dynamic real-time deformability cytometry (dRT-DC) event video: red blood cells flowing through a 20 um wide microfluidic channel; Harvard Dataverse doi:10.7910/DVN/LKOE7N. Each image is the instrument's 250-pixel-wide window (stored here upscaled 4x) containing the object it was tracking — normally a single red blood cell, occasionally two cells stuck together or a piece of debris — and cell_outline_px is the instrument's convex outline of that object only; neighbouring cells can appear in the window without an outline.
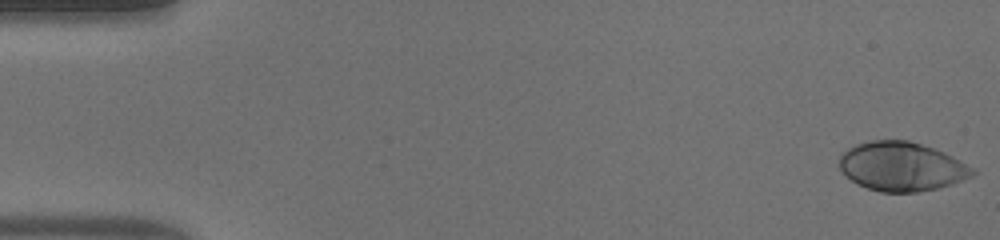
{"species": "human", "species_latin": "Homo sapiens", "temperature_condition": "warm", "stored_images_in_passage": 50, "camera_frame_rate_fps": 3000, "um_per_image_px": 0.085, "donor": {"sex": "male"}, "frame": {"image": 1, "passage_image": 1, "time_ms": 0.0, "image_size_px": [1000, 240], "cell_outline_px": [[976, 172], [972, 176], [952, 184], [936, 188], [916, 192], [880, 192], [868, 188], [852, 180], [840, 168], [840, 156], [848, 148], [856, 144], [868, 140], [908, 140], [944, 152], [976, 168]], "centroid_in_image_um": [76.67, 14.14], "position_along_channel_um": 8.3, "area_um2": 37.8}}
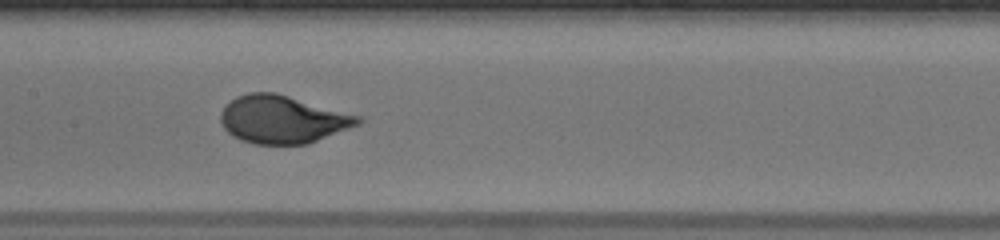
{"frame": {"image": 2, "passage_image": 25, "time_ms": 8.0, "image_size_px": [1000, 240], "cell_outline_px": [[364, 120], [360, 124], [308, 144], [256, 144], [240, 140], [232, 136], [224, 128], [220, 120], [220, 112], [236, 96], [248, 92], [276, 92], [360, 116]], "centroid_in_image_um": [24.01, 10.15], "position_along_channel_um": 183.4, "area_um2": 38.26}}
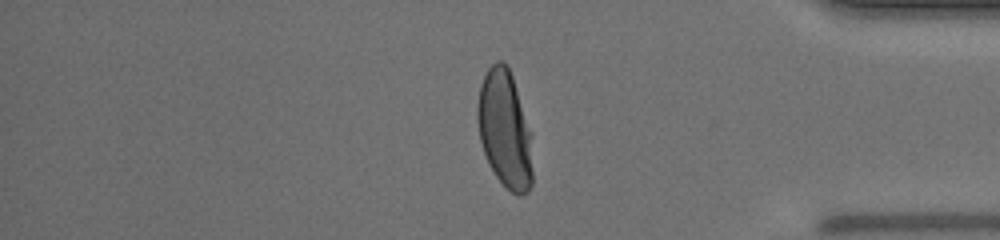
{"frame": {"image": 3, "passage_image": 42, "time_ms": 13.667, "image_size_px": [1000, 240], "cell_outline_px": [[532, 184], [528, 192], [520, 196], [516, 196], [496, 176], [488, 164], [480, 140], [476, 116], [476, 108], [480, 84], [488, 68], [496, 60], [504, 60], [508, 64], [532, 132]], "centroid_in_image_um": [42.92, 10.97], "position_along_channel_um": 392.3, "area_um2": 38.38}, "authors_computed_cell_mechanics": {"area_um2": 37.7145, "velocity_mm_per_s": 4.092, "shape_relaxation_time_tau1_ms": 3.3942, "shape_relaxation_time_tau2_ms": null, "deformation_change_tau1": 0.2085, "deformation_change_tau2": null}}